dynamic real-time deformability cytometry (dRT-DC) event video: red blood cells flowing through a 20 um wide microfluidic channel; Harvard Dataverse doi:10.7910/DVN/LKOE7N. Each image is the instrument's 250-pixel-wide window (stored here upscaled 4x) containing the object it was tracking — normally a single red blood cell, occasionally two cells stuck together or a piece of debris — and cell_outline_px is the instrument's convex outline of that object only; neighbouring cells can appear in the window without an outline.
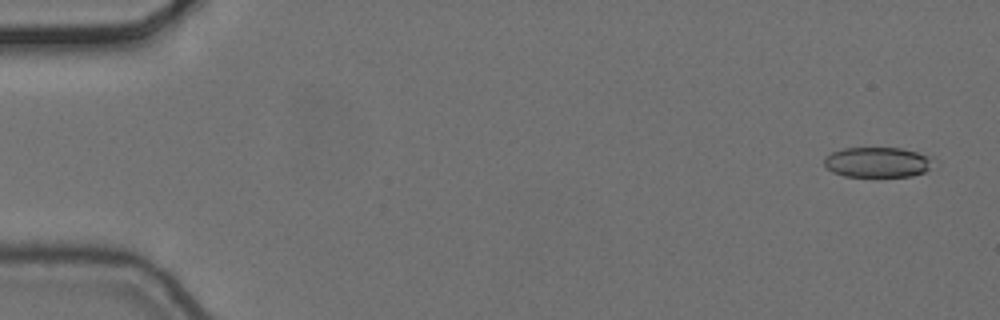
{"species": "common noctule bat (a hibernating species)", "species_latin": "Nyctalus noctula", "temperature_condition": "cold", "stored_images_in_passage": 3, "camera_frame_rate_fps": 3000, "um_per_image_px": 0.085, "animal": {"sex": "female", "body_mass_g": 24.6, "forearm_length_mm": 56.2}, "frame": {"image": 1, "passage_image": 1, "time_ms": 0.0, "image_size_px": [1000, 320], "cell_outline_px": [[940, 160], [924, 172], [912, 176], [844, 176], [832, 172], [824, 164], [824, 156], [832, 152], [844, 148], [900, 148], [916, 152]], "centroid_in_image_um": [74.62, 13.79], "position_along_channel_um": 10.4, "area_um2": 19.36}}